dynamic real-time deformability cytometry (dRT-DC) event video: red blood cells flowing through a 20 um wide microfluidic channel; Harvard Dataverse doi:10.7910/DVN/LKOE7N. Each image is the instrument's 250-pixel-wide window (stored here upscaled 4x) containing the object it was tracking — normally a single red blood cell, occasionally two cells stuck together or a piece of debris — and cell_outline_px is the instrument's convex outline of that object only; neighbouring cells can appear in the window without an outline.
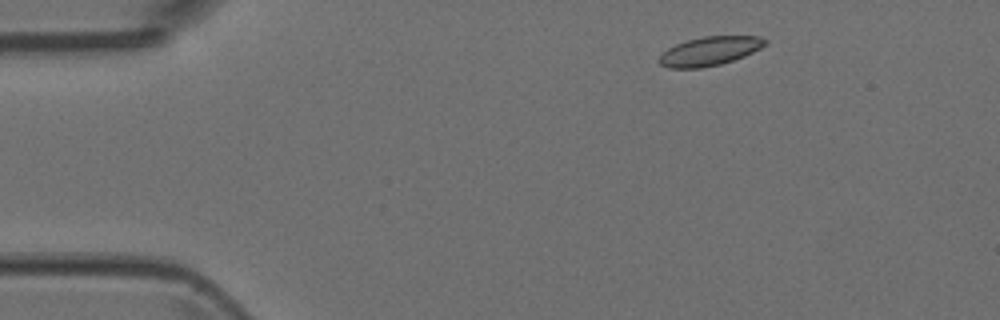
{"species": "Egyptian fruit bat (a non-hibernating species)", "species_latin": "Rousettus aegyptiacus", "temperature_condition": "room temperature", "stored_images_in_passage": 3, "camera_frame_rate_fps": 3000, "um_per_image_px": 0.085, "animal": {"sex": "female"}, "frame": {"image": 1, "passage_image": 1, "time_ms": 0.0, "image_size_px": [1000, 320], "cell_outline_px": [[768, 44], [744, 56], [720, 64], [700, 68], [668, 68], [660, 64], [660, 56], [668, 48], [676, 44], [688, 40], [704, 36], [760, 36], [768, 40]], "centroid_in_image_um": [60.35, 4.34], "position_along_channel_um": 24.6, "area_um2": 17.69}}